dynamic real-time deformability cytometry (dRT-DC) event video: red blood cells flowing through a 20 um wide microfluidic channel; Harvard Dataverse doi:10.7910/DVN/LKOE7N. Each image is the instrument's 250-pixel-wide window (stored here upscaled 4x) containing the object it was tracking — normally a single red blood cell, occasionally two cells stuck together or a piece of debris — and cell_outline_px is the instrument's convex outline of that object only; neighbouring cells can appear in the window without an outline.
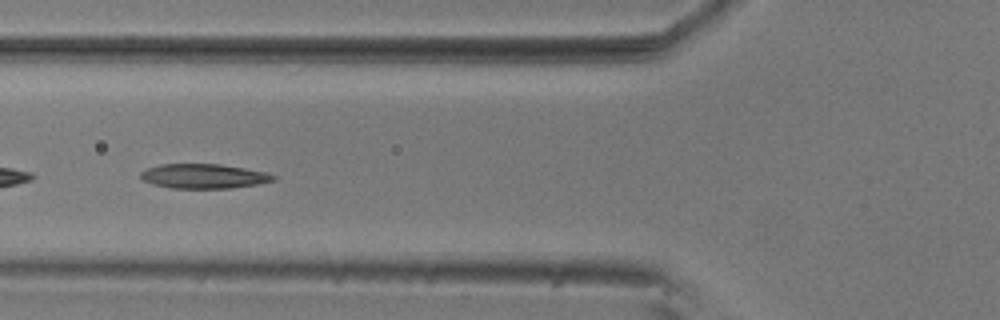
{"species": "common noctule bat (a hibernating species)", "species_latin": "Nyctalus noctula", "temperature_condition": "room temperature", "stored_images_in_passage": 54, "camera_frame_rate_fps": 3000, "um_per_image_px": 0.085, "animal": {"sex": "male", "body_mass_g": 20.5, "forearm_length_mm": 52.5}, "frame": {"image": 1, "passage_image": 20, "time_ms": 6.333, "image_size_px": [1000, 320], "cell_outline_px": [[276, 180], [256, 184], [228, 188], [172, 188], [152, 184], [144, 180], [140, 176], [140, 172], [148, 168], [160, 164], [220, 164], [244, 168], [264, 172], [276, 176]], "centroid_in_image_um": [17.29, 14.97], "position_along_channel_um": 108.5, "area_um2": 18.79}}
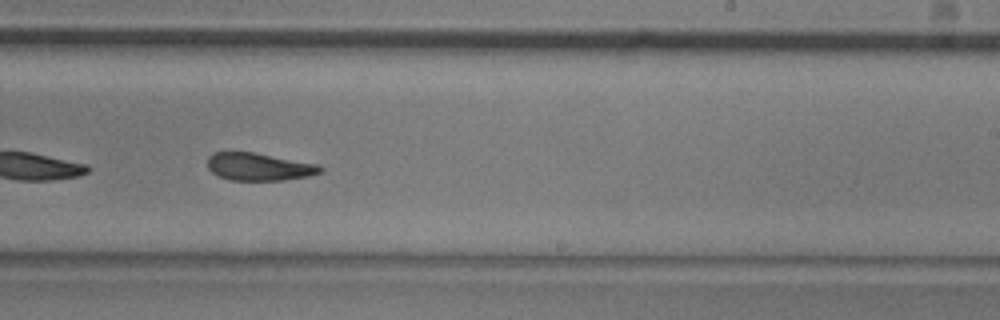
{"frame": {"image": 2, "passage_image": 33, "time_ms": 10.667, "image_size_px": [1000, 320], "cell_outline_px": [[324, 168], [320, 172], [308, 176], [284, 180], [228, 180], [212, 172], [208, 168], [208, 156], [212, 152], [252, 152], [320, 164]], "centroid_in_image_um": [22.02, 14.17], "position_along_channel_um": 267.0, "area_um2": 18.15}}
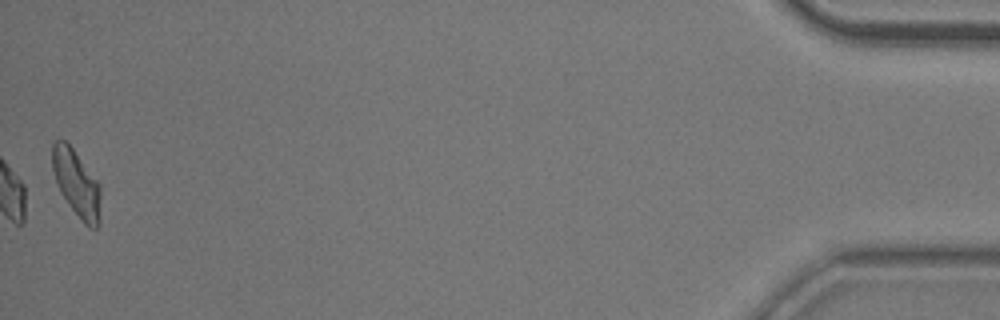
{"frame": {"image": 3, "passage_image": 54, "time_ms": 17.667, "image_size_px": [1000, 320], "cell_outline_px": [[100, 224], [96, 228], [88, 228], [84, 224], [60, 192], [52, 168], [52, 144], [56, 140], [64, 140], [72, 148], [100, 184]], "centroid_in_image_um": [6.52, 15.62], "position_along_channel_um": 428.7, "area_um2": 18.61}, "authors_computed_cell_mechanics": {"area_um2": 19.074, "velocity_mm_per_s": 3.6581, "shape_relaxation_time_tau1_ms": 4.5046, "shape_relaxation_time_tau2_ms": 4.1008, "deformation_change_tau1": 0.1511, "deformation_change_tau2": 0.1303}}